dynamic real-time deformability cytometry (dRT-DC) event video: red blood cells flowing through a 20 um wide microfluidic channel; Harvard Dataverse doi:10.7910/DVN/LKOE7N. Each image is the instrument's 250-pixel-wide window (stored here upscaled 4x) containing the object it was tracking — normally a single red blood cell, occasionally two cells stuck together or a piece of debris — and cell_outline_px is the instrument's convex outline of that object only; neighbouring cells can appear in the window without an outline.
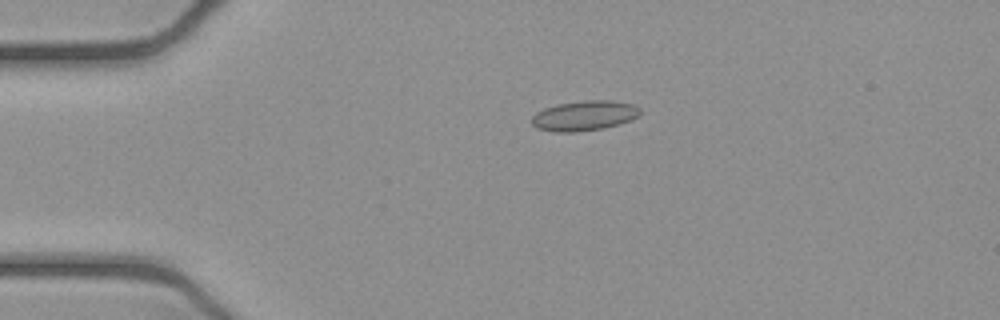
{"species": "common noctule bat (a hibernating species)", "species_latin": "Nyctalus noctula", "temperature_condition": "cold", "stored_images_in_passage": 53, "camera_frame_rate_fps": 3000, "um_per_image_px": 0.085, "animal": {"sex": "female", "body_mass_g": 21.9}, "frame": {"image": 1, "passage_image": 12, "time_ms": 3.667, "image_size_px": [1000, 320], "cell_outline_px": [[640, 112], [636, 116], [628, 120], [604, 128], [576, 132], [556, 132], [536, 128], [532, 124], [532, 116], [536, 112], [544, 108], [556, 104], [584, 100], [608, 100], [632, 104], [640, 108]], "centroid_in_image_um": [49.6, 9.83], "position_along_channel_um": 35.4, "area_um2": 18.79}}
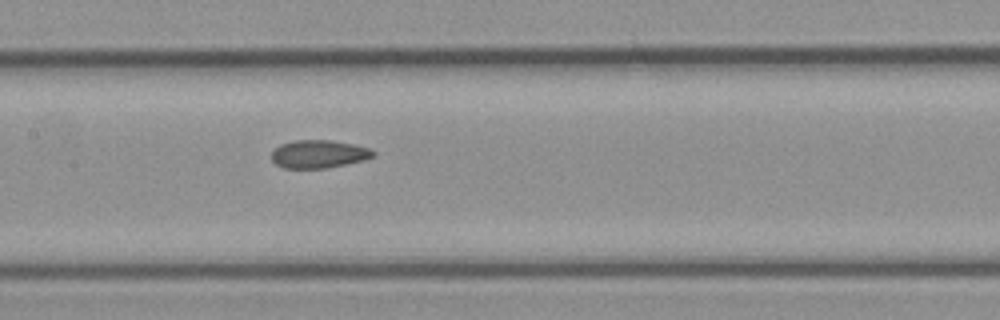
{"frame": {"image": 2, "passage_image": 26, "time_ms": 8.333, "image_size_px": [1000, 320], "cell_outline_px": [[376, 152], [372, 156], [364, 160], [324, 168], [284, 168], [276, 164], [272, 160], [272, 152], [280, 144], [292, 140], [332, 140], [352, 144], [368, 148]], "centroid_in_image_um": [27.06, 13.08], "position_along_channel_um": 180.3, "area_um2": 16.42}}
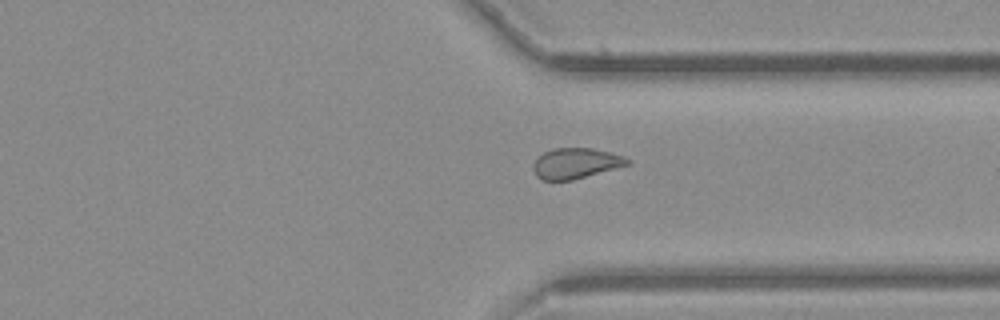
{"frame": {"image": 3, "passage_image": 40, "time_ms": 13.0, "image_size_px": [1000, 320], "cell_outline_px": [[632, 160], [628, 164], [572, 180], [540, 180], [536, 176], [532, 168], [532, 164], [544, 152], [552, 148], [592, 148], [624, 156]], "centroid_in_image_um": [48.9, 13.88], "position_along_channel_um": 362.5, "area_um2": 16.59}, "authors_computed_cell_mechanics": {"area_um2": 17.5134, "velocity_mm_per_s": 3.9131, "shape_relaxation_time_tau1_ms": null, "shape_relaxation_time_tau2_ms": 2.2652, "deformation_change_tau1": null, "deformation_change_tau2": 0.0733}}